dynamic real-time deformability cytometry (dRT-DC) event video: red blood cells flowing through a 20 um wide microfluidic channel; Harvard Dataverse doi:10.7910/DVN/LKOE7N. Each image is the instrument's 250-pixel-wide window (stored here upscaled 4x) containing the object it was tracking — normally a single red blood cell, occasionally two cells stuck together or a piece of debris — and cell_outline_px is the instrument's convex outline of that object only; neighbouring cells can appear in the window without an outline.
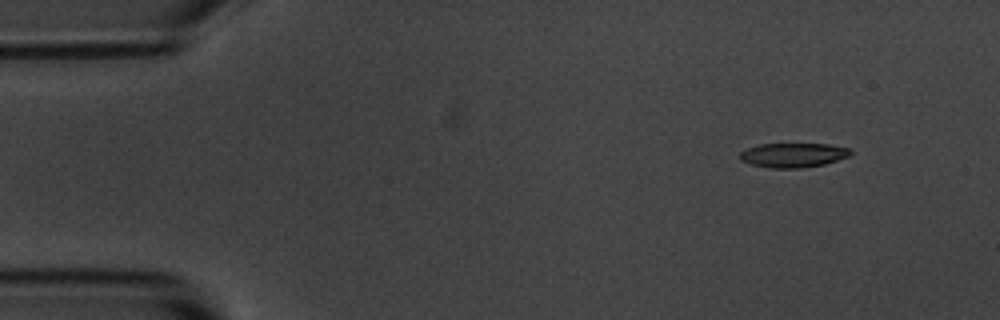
{"species": "common noctule bat (a hibernating species)", "species_latin": "Nyctalus noctula", "temperature_condition": "room temperature", "stored_images_in_passage": 5, "camera_frame_rate_fps": 3000, "um_per_image_px": 0.085, "animal": {"sex": "male", "body_mass_g": 20.1, "forearm_length_mm": 53.5}, "frame": {"image": 1, "passage_image": 1, "time_ms": 0.0, "image_size_px": [1000, 320], "cell_outline_px": [[852, 156], [824, 164], [800, 168], [768, 168], [752, 164], [740, 160], [740, 152], [748, 148], [760, 144], [828, 144], [848, 148], [852, 152]], "centroid_in_image_um": [67.44, 13.19], "position_along_channel_um": 17.6, "area_um2": 15.72}}
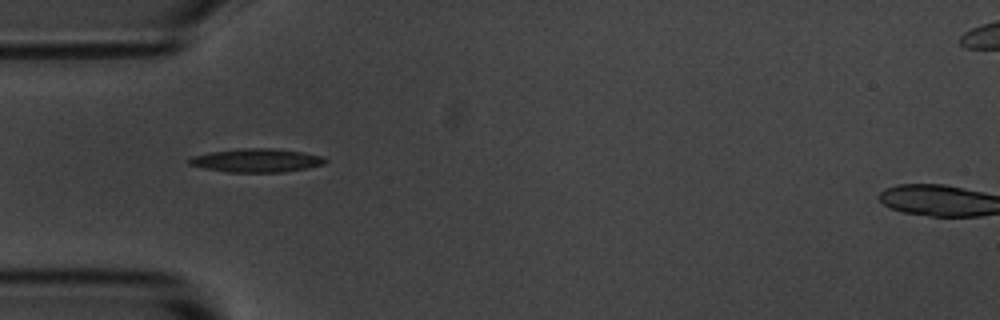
{"frame": {"image": 2, "passage_image": 4, "time_ms": 3.667, "image_size_px": [1000, 320], "cell_outline_px": [[328, 160], [324, 164], [308, 168], [284, 172], [228, 172], [204, 168], [188, 164], [188, 160], [192, 156], [208, 152], [244, 148], [272, 148], [304, 152], [324, 156]], "centroid_in_image_um": [21.84, 13.63], "position_along_channel_um": 63.2, "area_um2": 18.79}}